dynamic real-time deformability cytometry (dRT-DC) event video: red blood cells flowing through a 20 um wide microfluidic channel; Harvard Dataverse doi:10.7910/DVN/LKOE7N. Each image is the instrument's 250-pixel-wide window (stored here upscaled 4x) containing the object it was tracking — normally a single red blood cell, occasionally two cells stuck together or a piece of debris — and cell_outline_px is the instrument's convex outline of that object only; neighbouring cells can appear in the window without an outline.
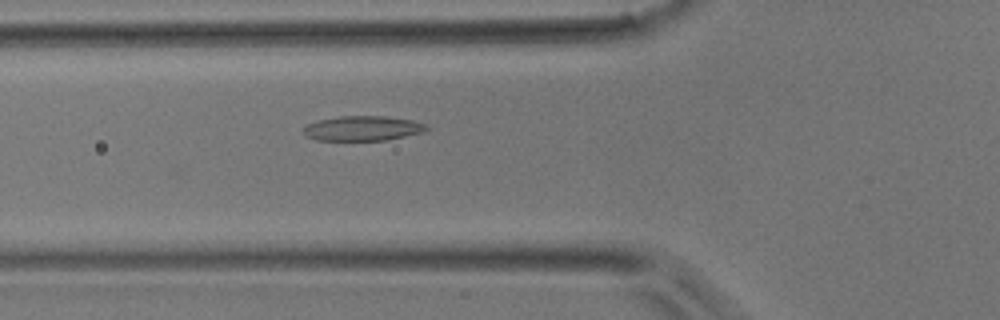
{"species": "common noctule bat (a hibernating species)", "species_latin": "Nyctalus noctula", "temperature_condition": "room temperature", "stored_images_in_passage": 37, "camera_frame_rate_fps": 3000, "um_per_image_px": 0.085, "animal": {"sex": "male", "body_mass_g": 17.9}, "frame": {"image": 1, "passage_image": 7, "time_ms": 2.0, "image_size_px": [1000, 320], "cell_outline_px": [[428, 128], [424, 132], [384, 140], [316, 140], [304, 136], [304, 128], [308, 124], [316, 120], [340, 116], [384, 116], [412, 120], [424, 124]], "centroid_in_image_um": [30.78, 10.9], "position_along_channel_um": 95.0, "area_um2": 17.69}}
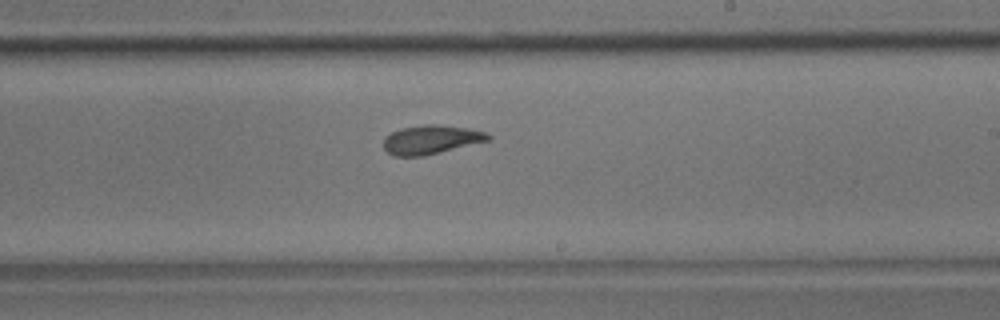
{"frame": {"image": 2, "passage_image": 18, "time_ms": 5.667, "image_size_px": [1000, 320], "cell_outline_px": [[492, 136], [488, 140], [424, 156], [392, 156], [384, 148], [384, 136], [400, 128], [424, 124], [436, 124], [468, 128], [488, 132]], "centroid_in_image_um": [36.62, 11.86], "position_along_channel_um": 252.4, "area_um2": 17.63}}
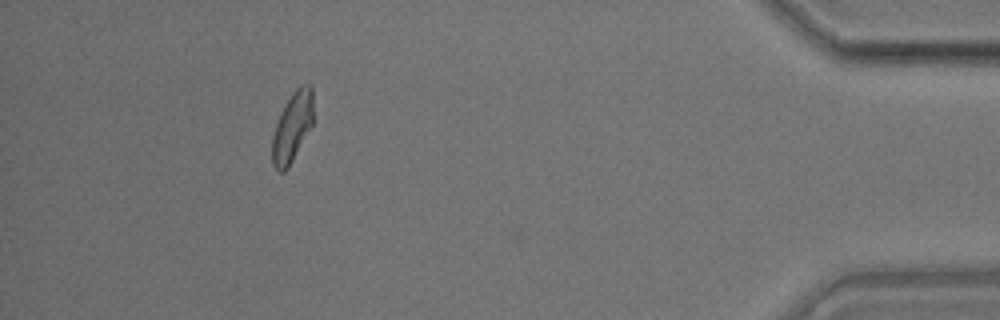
{"frame": {"image": 3, "passage_image": 33, "time_ms": 10.667, "image_size_px": [1000, 320], "cell_outline_px": [[312, 124], [288, 168], [284, 172], [280, 172], [272, 164], [272, 136], [280, 112], [292, 92], [300, 84], [312, 84]], "centroid_in_image_um": [24.83, 10.77], "position_along_channel_um": 410.4, "area_um2": 16.53}}